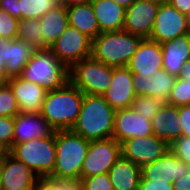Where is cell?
<instances>
[{
    "label": "cell",
    "mask_w": 190,
    "mask_h": 190,
    "mask_svg": "<svg viewBox=\"0 0 190 190\" xmlns=\"http://www.w3.org/2000/svg\"><path fill=\"white\" fill-rule=\"evenodd\" d=\"M116 110L102 96L85 95L72 131L88 141L113 138Z\"/></svg>",
    "instance_id": "6da1fadb"
},
{
    "label": "cell",
    "mask_w": 190,
    "mask_h": 190,
    "mask_svg": "<svg viewBox=\"0 0 190 190\" xmlns=\"http://www.w3.org/2000/svg\"><path fill=\"white\" fill-rule=\"evenodd\" d=\"M84 94L70 81L60 89L48 90L40 114L57 130H71L75 125Z\"/></svg>",
    "instance_id": "7a4b0ae2"
},
{
    "label": "cell",
    "mask_w": 190,
    "mask_h": 190,
    "mask_svg": "<svg viewBox=\"0 0 190 190\" xmlns=\"http://www.w3.org/2000/svg\"><path fill=\"white\" fill-rule=\"evenodd\" d=\"M56 164L51 179H80L90 141L72 130L55 131Z\"/></svg>",
    "instance_id": "3957f363"
},
{
    "label": "cell",
    "mask_w": 190,
    "mask_h": 190,
    "mask_svg": "<svg viewBox=\"0 0 190 190\" xmlns=\"http://www.w3.org/2000/svg\"><path fill=\"white\" fill-rule=\"evenodd\" d=\"M142 40L124 30L102 32L92 40L91 56L114 68L128 66Z\"/></svg>",
    "instance_id": "277c9868"
},
{
    "label": "cell",
    "mask_w": 190,
    "mask_h": 190,
    "mask_svg": "<svg viewBox=\"0 0 190 190\" xmlns=\"http://www.w3.org/2000/svg\"><path fill=\"white\" fill-rule=\"evenodd\" d=\"M48 90L60 89L70 81L69 68L50 49H35L20 75Z\"/></svg>",
    "instance_id": "5b68a950"
},
{
    "label": "cell",
    "mask_w": 190,
    "mask_h": 190,
    "mask_svg": "<svg viewBox=\"0 0 190 190\" xmlns=\"http://www.w3.org/2000/svg\"><path fill=\"white\" fill-rule=\"evenodd\" d=\"M8 153L24 163L39 178H47L52 174L56 164L55 132L43 139L15 144Z\"/></svg>",
    "instance_id": "8992f818"
},
{
    "label": "cell",
    "mask_w": 190,
    "mask_h": 190,
    "mask_svg": "<svg viewBox=\"0 0 190 190\" xmlns=\"http://www.w3.org/2000/svg\"><path fill=\"white\" fill-rule=\"evenodd\" d=\"M69 74L70 82L83 94L103 96L111 86L113 67L90 56L75 63Z\"/></svg>",
    "instance_id": "52a82bcc"
},
{
    "label": "cell",
    "mask_w": 190,
    "mask_h": 190,
    "mask_svg": "<svg viewBox=\"0 0 190 190\" xmlns=\"http://www.w3.org/2000/svg\"><path fill=\"white\" fill-rule=\"evenodd\" d=\"M49 49L61 63L70 69L78 61L91 56L92 39L68 25Z\"/></svg>",
    "instance_id": "ba28073f"
},
{
    "label": "cell",
    "mask_w": 190,
    "mask_h": 190,
    "mask_svg": "<svg viewBox=\"0 0 190 190\" xmlns=\"http://www.w3.org/2000/svg\"><path fill=\"white\" fill-rule=\"evenodd\" d=\"M120 157L121 145L114 138L90 141L80 179L108 173Z\"/></svg>",
    "instance_id": "9c48e42d"
},
{
    "label": "cell",
    "mask_w": 190,
    "mask_h": 190,
    "mask_svg": "<svg viewBox=\"0 0 190 190\" xmlns=\"http://www.w3.org/2000/svg\"><path fill=\"white\" fill-rule=\"evenodd\" d=\"M120 145L121 157L132 161L139 167L154 162L169 150V144L154 134L126 139Z\"/></svg>",
    "instance_id": "30bf717a"
},
{
    "label": "cell",
    "mask_w": 190,
    "mask_h": 190,
    "mask_svg": "<svg viewBox=\"0 0 190 190\" xmlns=\"http://www.w3.org/2000/svg\"><path fill=\"white\" fill-rule=\"evenodd\" d=\"M187 15L179 12L170 3L160 4L150 40L160 44L190 33Z\"/></svg>",
    "instance_id": "8fae6325"
},
{
    "label": "cell",
    "mask_w": 190,
    "mask_h": 190,
    "mask_svg": "<svg viewBox=\"0 0 190 190\" xmlns=\"http://www.w3.org/2000/svg\"><path fill=\"white\" fill-rule=\"evenodd\" d=\"M0 178L2 190H34L38 176L8 152L0 156Z\"/></svg>",
    "instance_id": "7c38bea8"
},
{
    "label": "cell",
    "mask_w": 190,
    "mask_h": 190,
    "mask_svg": "<svg viewBox=\"0 0 190 190\" xmlns=\"http://www.w3.org/2000/svg\"><path fill=\"white\" fill-rule=\"evenodd\" d=\"M159 5L148 0H135L126 9L123 30L143 39H149Z\"/></svg>",
    "instance_id": "4fadbf2b"
},
{
    "label": "cell",
    "mask_w": 190,
    "mask_h": 190,
    "mask_svg": "<svg viewBox=\"0 0 190 190\" xmlns=\"http://www.w3.org/2000/svg\"><path fill=\"white\" fill-rule=\"evenodd\" d=\"M132 78L136 96H152L165 103L177 79L163 68L157 72L132 73Z\"/></svg>",
    "instance_id": "5bb4252c"
},
{
    "label": "cell",
    "mask_w": 190,
    "mask_h": 190,
    "mask_svg": "<svg viewBox=\"0 0 190 190\" xmlns=\"http://www.w3.org/2000/svg\"><path fill=\"white\" fill-rule=\"evenodd\" d=\"M150 135H153L150 119L144 118L131 107L116 110L113 138L117 142Z\"/></svg>",
    "instance_id": "9a60e30c"
},
{
    "label": "cell",
    "mask_w": 190,
    "mask_h": 190,
    "mask_svg": "<svg viewBox=\"0 0 190 190\" xmlns=\"http://www.w3.org/2000/svg\"><path fill=\"white\" fill-rule=\"evenodd\" d=\"M111 86L102 96L104 100L115 110L131 107L136 97L132 72L127 66L113 67Z\"/></svg>",
    "instance_id": "2e32d148"
},
{
    "label": "cell",
    "mask_w": 190,
    "mask_h": 190,
    "mask_svg": "<svg viewBox=\"0 0 190 190\" xmlns=\"http://www.w3.org/2000/svg\"><path fill=\"white\" fill-rule=\"evenodd\" d=\"M187 174V165L170 150L152 163L141 167V180L167 181L173 183Z\"/></svg>",
    "instance_id": "e0dca14e"
},
{
    "label": "cell",
    "mask_w": 190,
    "mask_h": 190,
    "mask_svg": "<svg viewBox=\"0 0 190 190\" xmlns=\"http://www.w3.org/2000/svg\"><path fill=\"white\" fill-rule=\"evenodd\" d=\"M7 83L13 90L20 113H40L47 90L20 76L8 78Z\"/></svg>",
    "instance_id": "ac0fdd59"
},
{
    "label": "cell",
    "mask_w": 190,
    "mask_h": 190,
    "mask_svg": "<svg viewBox=\"0 0 190 190\" xmlns=\"http://www.w3.org/2000/svg\"><path fill=\"white\" fill-rule=\"evenodd\" d=\"M14 124L13 145L43 139L55 132L40 113H18L14 117Z\"/></svg>",
    "instance_id": "d6986e66"
},
{
    "label": "cell",
    "mask_w": 190,
    "mask_h": 190,
    "mask_svg": "<svg viewBox=\"0 0 190 190\" xmlns=\"http://www.w3.org/2000/svg\"><path fill=\"white\" fill-rule=\"evenodd\" d=\"M162 56L160 43L143 39L127 67L132 73L157 72L163 68Z\"/></svg>",
    "instance_id": "ffe728a7"
},
{
    "label": "cell",
    "mask_w": 190,
    "mask_h": 190,
    "mask_svg": "<svg viewBox=\"0 0 190 190\" xmlns=\"http://www.w3.org/2000/svg\"><path fill=\"white\" fill-rule=\"evenodd\" d=\"M163 69L178 77L183 65L190 59V33L161 44Z\"/></svg>",
    "instance_id": "44dd1931"
},
{
    "label": "cell",
    "mask_w": 190,
    "mask_h": 190,
    "mask_svg": "<svg viewBox=\"0 0 190 190\" xmlns=\"http://www.w3.org/2000/svg\"><path fill=\"white\" fill-rule=\"evenodd\" d=\"M179 120V107L164 103L151 119L153 134L170 144L182 136Z\"/></svg>",
    "instance_id": "7402d4cb"
},
{
    "label": "cell",
    "mask_w": 190,
    "mask_h": 190,
    "mask_svg": "<svg viewBox=\"0 0 190 190\" xmlns=\"http://www.w3.org/2000/svg\"><path fill=\"white\" fill-rule=\"evenodd\" d=\"M91 4L101 33L124 29L126 9L123 6L112 0H93Z\"/></svg>",
    "instance_id": "603a6c76"
},
{
    "label": "cell",
    "mask_w": 190,
    "mask_h": 190,
    "mask_svg": "<svg viewBox=\"0 0 190 190\" xmlns=\"http://www.w3.org/2000/svg\"><path fill=\"white\" fill-rule=\"evenodd\" d=\"M113 190H138L141 167L120 157L108 172Z\"/></svg>",
    "instance_id": "cb8c5ba5"
},
{
    "label": "cell",
    "mask_w": 190,
    "mask_h": 190,
    "mask_svg": "<svg viewBox=\"0 0 190 190\" xmlns=\"http://www.w3.org/2000/svg\"><path fill=\"white\" fill-rule=\"evenodd\" d=\"M69 25L92 40L100 33L99 24L91 3L66 6Z\"/></svg>",
    "instance_id": "d4e9b609"
},
{
    "label": "cell",
    "mask_w": 190,
    "mask_h": 190,
    "mask_svg": "<svg viewBox=\"0 0 190 190\" xmlns=\"http://www.w3.org/2000/svg\"><path fill=\"white\" fill-rule=\"evenodd\" d=\"M43 33V49H49L69 25L65 5L48 11L39 18Z\"/></svg>",
    "instance_id": "484cf974"
},
{
    "label": "cell",
    "mask_w": 190,
    "mask_h": 190,
    "mask_svg": "<svg viewBox=\"0 0 190 190\" xmlns=\"http://www.w3.org/2000/svg\"><path fill=\"white\" fill-rule=\"evenodd\" d=\"M34 48L22 40L15 39L8 46L7 78L20 76L25 64L29 61Z\"/></svg>",
    "instance_id": "4316f807"
},
{
    "label": "cell",
    "mask_w": 190,
    "mask_h": 190,
    "mask_svg": "<svg viewBox=\"0 0 190 190\" xmlns=\"http://www.w3.org/2000/svg\"><path fill=\"white\" fill-rule=\"evenodd\" d=\"M39 19H20L16 39L24 41L34 49H43V33Z\"/></svg>",
    "instance_id": "83f0119b"
},
{
    "label": "cell",
    "mask_w": 190,
    "mask_h": 190,
    "mask_svg": "<svg viewBox=\"0 0 190 190\" xmlns=\"http://www.w3.org/2000/svg\"><path fill=\"white\" fill-rule=\"evenodd\" d=\"M61 5V0H18V12H21V19H39Z\"/></svg>",
    "instance_id": "f1b7e54d"
},
{
    "label": "cell",
    "mask_w": 190,
    "mask_h": 190,
    "mask_svg": "<svg viewBox=\"0 0 190 190\" xmlns=\"http://www.w3.org/2000/svg\"><path fill=\"white\" fill-rule=\"evenodd\" d=\"M164 103L152 96H136L132 101L131 108L144 118L151 120Z\"/></svg>",
    "instance_id": "f546056e"
},
{
    "label": "cell",
    "mask_w": 190,
    "mask_h": 190,
    "mask_svg": "<svg viewBox=\"0 0 190 190\" xmlns=\"http://www.w3.org/2000/svg\"><path fill=\"white\" fill-rule=\"evenodd\" d=\"M20 113L13 90L8 83L0 85V117H15Z\"/></svg>",
    "instance_id": "4dcf8cb0"
},
{
    "label": "cell",
    "mask_w": 190,
    "mask_h": 190,
    "mask_svg": "<svg viewBox=\"0 0 190 190\" xmlns=\"http://www.w3.org/2000/svg\"><path fill=\"white\" fill-rule=\"evenodd\" d=\"M166 103L177 107L190 105V80L177 77Z\"/></svg>",
    "instance_id": "1f68e13d"
},
{
    "label": "cell",
    "mask_w": 190,
    "mask_h": 190,
    "mask_svg": "<svg viewBox=\"0 0 190 190\" xmlns=\"http://www.w3.org/2000/svg\"><path fill=\"white\" fill-rule=\"evenodd\" d=\"M34 190H82L80 179L39 178Z\"/></svg>",
    "instance_id": "d6a6232c"
},
{
    "label": "cell",
    "mask_w": 190,
    "mask_h": 190,
    "mask_svg": "<svg viewBox=\"0 0 190 190\" xmlns=\"http://www.w3.org/2000/svg\"><path fill=\"white\" fill-rule=\"evenodd\" d=\"M14 117H0V151L8 152L13 146Z\"/></svg>",
    "instance_id": "836d02e7"
},
{
    "label": "cell",
    "mask_w": 190,
    "mask_h": 190,
    "mask_svg": "<svg viewBox=\"0 0 190 190\" xmlns=\"http://www.w3.org/2000/svg\"><path fill=\"white\" fill-rule=\"evenodd\" d=\"M19 20L0 9V38L16 39Z\"/></svg>",
    "instance_id": "e575fe53"
},
{
    "label": "cell",
    "mask_w": 190,
    "mask_h": 190,
    "mask_svg": "<svg viewBox=\"0 0 190 190\" xmlns=\"http://www.w3.org/2000/svg\"><path fill=\"white\" fill-rule=\"evenodd\" d=\"M82 190H113L108 173L80 179Z\"/></svg>",
    "instance_id": "d590c367"
},
{
    "label": "cell",
    "mask_w": 190,
    "mask_h": 190,
    "mask_svg": "<svg viewBox=\"0 0 190 190\" xmlns=\"http://www.w3.org/2000/svg\"><path fill=\"white\" fill-rule=\"evenodd\" d=\"M169 150L186 165H190V137L175 139L169 144Z\"/></svg>",
    "instance_id": "8d00e7d4"
},
{
    "label": "cell",
    "mask_w": 190,
    "mask_h": 190,
    "mask_svg": "<svg viewBox=\"0 0 190 190\" xmlns=\"http://www.w3.org/2000/svg\"><path fill=\"white\" fill-rule=\"evenodd\" d=\"M178 125L181 127L182 136L190 137V105L179 107Z\"/></svg>",
    "instance_id": "74e56055"
},
{
    "label": "cell",
    "mask_w": 190,
    "mask_h": 190,
    "mask_svg": "<svg viewBox=\"0 0 190 190\" xmlns=\"http://www.w3.org/2000/svg\"><path fill=\"white\" fill-rule=\"evenodd\" d=\"M138 190H173V183H167V181L140 180Z\"/></svg>",
    "instance_id": "f35d334b"
},
{
    "label": "cell",
    "mask_w": 190,
    "mask_h": 190,
    "mask_svg": "<svg viewBox=\"0 0 190 190\" xmlns=\"http://www.w3.org/2000/svg\"><path fill=\"white\" fill-rule=\"evenodd\" d=\"M0 9L18 20L21 19V12H18V0H0Z\"/></svg>",
    "instance_id": "ab89813d"
},
{
    "label": "cell",
    "mask_w": 190,
    "mask_h": 190,
    "mask_svg": "<svg viewBox=\"0 0 190 190\" xmlns=\"http://www.w3.org/2000/svg\"><path fill=\"white\" fill-rule=\"evenodd\" d=\"M14 39L0 38V66L6 71V64L8 62V46Z\"/></svg>",
    "instance_id": "60d3db41"
},
{
    "label": "cell",
    "mask_w": 190,
    "mask_h": 190,
    "mask_svg": "<svg viewBox=\"0 0 190 190\" xmlns=\"http://www.w3.org/2000/svg\"><path fill=\"white\" fill-rule=\"evenodd\" d=\"M169 3L179 12L187 16L190 14V0H170Z\"/></svg>",
    "instance_id": "b9f144b4"
},
{
    "label": "cell",
    "mask_w": 190,
    "mask_h": 190,
    "mask_svg": "<svg viewBox=\"0 0 190 190\" xmlns=\"http://www.w3.org/2000/svg\"><path fill=\"white\" fill-rule=\"evenodd\" d=\"M173 190H190V175L187 173L185 176L176 179L173 182Z\"/></svg>",
    "instance_id": "7bdbcfd3"
},
{
    "label": "cell",
    "mask_w": 190,
    "mask_h": 190,
    "mask_svg": "<svg viewBox=\"0 0 190 190\" xmlns=\"http://www.w3.org/2000/svg\"><path fill=\"white\" fill-rule=\"evenodd\" d=\"M178 78L183 80H190V59L183 65Z\"/></svg>",
    "instance_id": "ee69618b"
},
{
    "label": "cell",
    "mask_w": 190,
    "mask_h": 190,
    "mask_svg": "<svg viewBox=\"0 0 190 190\" xmlns=\"http://www.w3.org/2000/svg\"><path fill=\"white\" fill-rule=\"evenodd\" d=\"M93 0H61V3L65 6H72L78 4L91 3Z\"/></svg>",
    "instance_id": "f6af8a7d"
},
{
    "label": "cell",
    "mask_w": 190,
    "mask_h": 190,
    "mask_svg": "<svg viewBox=\"0 0 190 190\" xmlns=\"http://www.w3.org/2000/svg\"><path fill=\"white\" fill-rule=\"evenodd\" d=\"M127 9L135 0H112Z\"/></svg>",
    "instance_id": "bcb514c9"
},
{
    "label": "cell",
    "mask_w": 190,
    "mask_h": 190,
    "mask_svg": "<svg viewBox=\"0 0 190 190\" xmlns=\"http://www.w3.org/2000/svg\"><path fill=\"white\" fill-rule=\"evenodd\" d=\"M7 76H6V71L3 67L0 66V84L7 83Z\"/></svg>",
    "instance_id": "7dc6e473"
},
{
    "label": "cell",
    "mask_w": 190,
    "mask_h": 190,
    "mask_svg": "<svg viewBox=\"0 0 190 190\" xmlns=\"http://www.w3.org/2000/svg\"><path fill=\"white\" fill-rule=\"evenodd\" d=\"M148 1L155 2L158 4H166L169 3L170 0H148Z\"/></svg>",
    "instance_id": "c3c4849f"
},
{
    "label": "cell",
    "mask_w": 190,
    "mask_h": 190,
    "mask_svg": "<svg viewBox=\"0 0 190 190\" xmlns=\"http://www.w3.org/2000/svg\"><path fill=\"white\" fill-rule=\"evenodd\" d=\"M187 21H188V29H189V31H190V14L187 16Z\"/></svg>",
    "instance_id": "681fc988"
},
{
    "label": "cell",
    "mask_w": 190,
    "mask_h": 190,
    "mask_svg": "<svg viewBox=\"0 0 190 190\" xmlns=\"http://www.w3.org/2000/svg\"><path fill=\"white\" fill-rule=\"evenodd\" d=\"M187 173L190 175V165H187Z\"/></svg>",
    "instance_id": "f907efd6"
},
{
    "label": "cell",
    "mask_w": 190,
    "mask_h": 190,
    "mask_svg": "<svg viewBox=\"0 0 190 190\" xmlns=\"http://www.w3.org/2000/svg\"><path fill=\"white\" fill-rule=\"evenodd\" d=\"M0 190H2V186H1V178H0Z\"/></svg>",
    "instance_id": "816d5d0a"
}]
</instances>
